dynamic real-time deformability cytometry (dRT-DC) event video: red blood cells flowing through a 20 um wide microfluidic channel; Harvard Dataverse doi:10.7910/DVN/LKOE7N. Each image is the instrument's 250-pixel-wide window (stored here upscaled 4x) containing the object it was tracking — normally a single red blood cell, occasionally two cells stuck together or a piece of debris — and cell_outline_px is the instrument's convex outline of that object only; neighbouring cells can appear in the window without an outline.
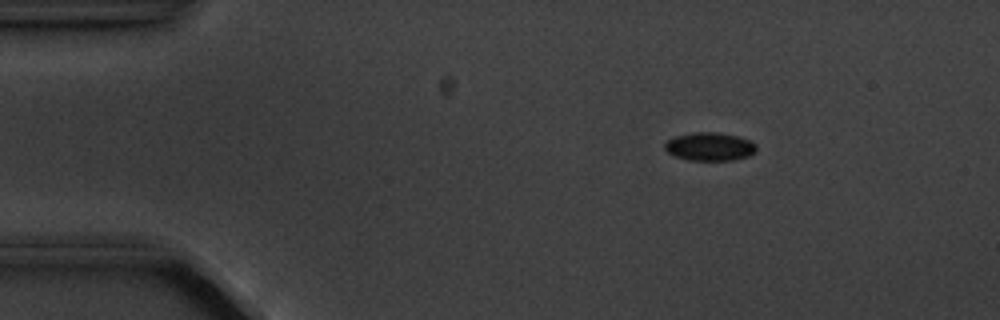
{"species": "common noctule bat (a hibernating species)", "species_latin": "Nyctalus noctula", "temperature_condition": "cold", "stored_images_in_passage": 4, "camera_frame_rate_fps": 3000, "um_per_image_px": 0.085, "animal": {"sex": "male", "body_mass_g": 20.1, "forearm_length_mm": 53.5}, "frame": {"image": 1, "passage_image": 2, "time_ms": 1.333, "image_size_px": [1000, 320], "cell_outline_px": [[756, 152], [748, 156], [732, 160], [688, 160], [676, 156], [668, 152], [664, 148], [664, 144], [668, 140], [676, 136], [692, 132], [716, 132], [736, 136], [748, 140], [756, 144]], "centroid_in_image_um": [60.32, 12.46], "position_along_channel_um": 24.7, "area_um2": 14.97}}